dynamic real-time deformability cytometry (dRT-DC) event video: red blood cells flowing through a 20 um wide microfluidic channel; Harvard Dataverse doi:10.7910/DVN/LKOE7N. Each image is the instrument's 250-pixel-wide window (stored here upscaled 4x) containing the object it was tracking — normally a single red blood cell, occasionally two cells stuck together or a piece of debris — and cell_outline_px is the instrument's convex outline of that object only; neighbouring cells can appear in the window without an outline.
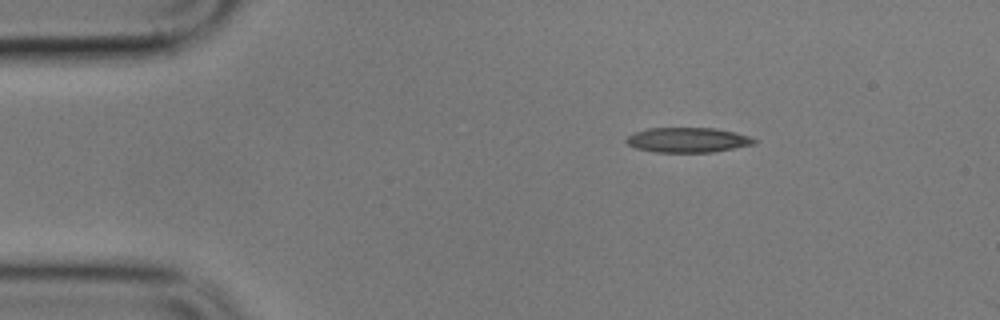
{"species": "common noctule bat (a hibernating species)", "species_latin": "Nyctalus noctula", "temperature_condition": "cold", "stored_images_in_passage": 3, "camera_frame_rate_fps": 3000, "um_per_image_px": 0.085, "animal": {"sex": "male", "body_mass_g": 17.9}, "frame": {"image": 1, "passage_image": 1, "time_ms": 0.0, "image_size_px": [1000, 320], "cell_outline_px": [[756, 144], [712, 152], [656, 152], [636, 148], [628, 144], [624, 140], [632, 132], [648, 128], [716, 128], [736, 132], [752, 136], [756, 140]], "centroid_in_image_um": [58.47, 11.89], "position_along_channel_um": 26.5, "area_um2": 18.73}}